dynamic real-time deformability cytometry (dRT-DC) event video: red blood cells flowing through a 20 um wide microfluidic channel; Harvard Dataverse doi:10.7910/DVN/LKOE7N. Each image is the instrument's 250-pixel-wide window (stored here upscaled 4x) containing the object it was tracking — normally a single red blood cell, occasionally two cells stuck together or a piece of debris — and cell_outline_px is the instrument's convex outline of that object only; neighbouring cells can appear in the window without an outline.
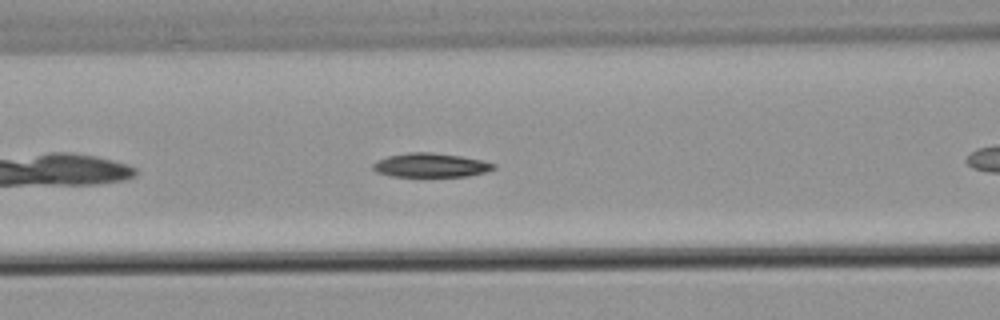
{"species": "common noctule bat (a hibernating species)", "species_latin": "Nyctalus noctula", "temperature_condition": "warm", "stored_images_in_passage": 4, "camera_frame_rate_fps": 3000, "um_per_image_px": 0.085, "animal": {"sex": "male", "body_mass_g": 21.5, "forearm_length_mm": 52.0}, "frame": {"image": 1, "passage_image": 4, "time_ms": 4.667, "image_size_px": [1000, 320], "cell_outline_px": [[496, 168], [488, 172], [468, 176], [392, 176], [376, 172], [372, 168], [372, 164], [376, 160], [388, 156], [408, 152], [428, 152], [460, 156], [484, 160], [496, 164]], "centroid_in_image_um": [36.63, 14.04], "position_along_channel_um": 130.0, "area_um2": 16.99}}